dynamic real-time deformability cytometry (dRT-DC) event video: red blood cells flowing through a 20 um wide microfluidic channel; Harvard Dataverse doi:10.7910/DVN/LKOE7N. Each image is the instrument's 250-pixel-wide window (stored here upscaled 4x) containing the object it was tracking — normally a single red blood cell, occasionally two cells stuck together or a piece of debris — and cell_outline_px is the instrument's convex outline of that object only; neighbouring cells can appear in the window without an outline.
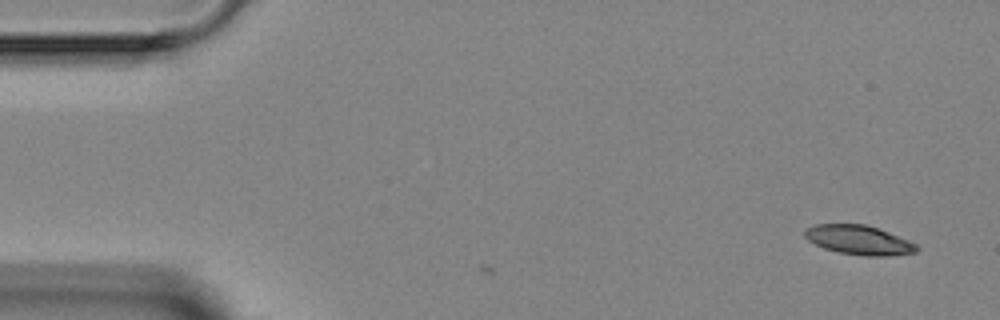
{"species": "Egyptian fruit bat (a non-hibernating species)", "species_latin": "Rousettus aegyptiacus", "temperature_condition": "room temperature", "stored_images_in_passage": 4, "camera_frame_rate_fps": 3000, "um_per_image_px": 0.085, "animal": {"sex": "female"}, "frame": {"image": 1, "passage_image": 1, "time_ms": 0.0, "image_size_px": [1000, 320], "cell_outline_px": [[920, 248], [916, 252], [888, 256], [864, 256], [840, 252], [824, 248], [808, 240], [804, 236], [804, 232], [808, 228], [816, 224], [864, 224], [888, 232], [908, 240], [916, 244]], "centroid_in_image_um": [73.02, 20.41], "position_along_channel_um": 12.0, "area_um2": 18.9}}
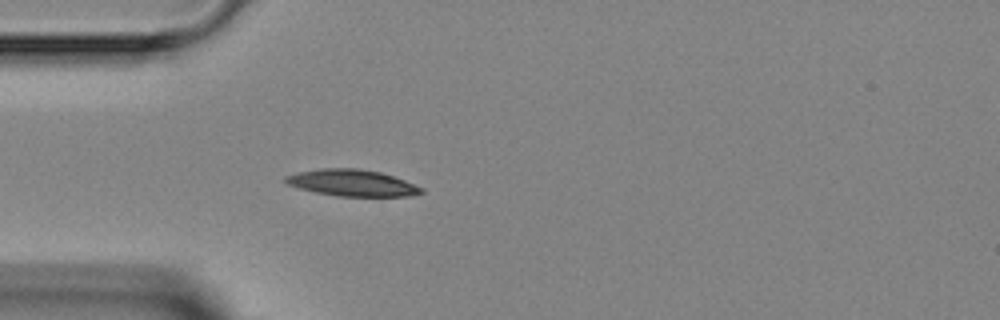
{"frame": {"image": 2, "passage_image": 4, "time_ms": 3.667, "image_size_px": [1000, 320], "cell_outline_px": [[424, 192], [412, 196], [336, 196], [316, 192], [300, 188], [288, 184], [284, 180], [284, 176], [300, 172], [320, 168], [360, 168], [380, 172], [404, 180], [424, 188]], "centroid_in_image_um": [29.95, 15.54], "position_along_channel_um": 55.0, "area_um2": 20.92}}